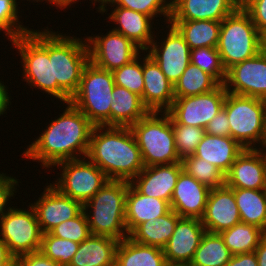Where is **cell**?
I'll return each instance as SVG.
<instances>
[{"label":"cell","instance_id":"4","mask_svg":"<svg viewBox=\"0 0 266 266\" xmlns=\"http://www.w3.org/2000/svg\"><path fill=\"white\" fill-rule=\"evenodd\" d=\"M128 186L127 181L109 180L83 205L91 235L108 236L118 241L128 237L125 224Z\"/></svg>","mask_w":266,"mask_h":266},{"label":"cell","instance_id":"30","mask_svg":"<svg viewBox=\"0 0 266 266\" xmlns=\"http://www.w3.org/2000/svg\"><path fill=\"white\" fill-rule=\"evenodd\" d=\"M115 266H168V264L163 249L143 245L126 237L117 247Z\"/></svg>","mask_w":266,"mask_h":266},{"label":"cell","instance_id":"52","mask_svg":"<svg viewBox=\"0 0 266 266\" xmlns=\"http://www.w3.org/2000/svg\"><path fill=\"white\" fill-rule=\"evenodd\" d=\"M79 0H54V3L61 9V11L66 8L67 10L73 3L75 4Z\"/></svg>","mask_w":266,"mask_h":266},{"label":"cell","instance_id":"38","mask_svg":"<svg viewBox=\"0 0 266 266\" xmlns=\"http://www.w3.org/2000/svg\"><path fill=\"white\" fill-rule=\"evenodd\" d=\"M79 245L80 243L43 233L40 251L61 266H69Z\"/></svg>","mask_w":266,"mask_h":266},{"label":"cell","instance_id":"55","mask_svg":"<svg viewBox=\"0 0 266 266\" xmlns=\"http://www.w3.org/2000/svg\"><path fill=\"white\" fill-rule=\"evenodd\" d=\"M264 48L266 49V37L264 38Z\"/></svg>","mask_w":266,"mask_h":266},{"label":"cell","instance_id":"42","mask_svg":"<svg viewBox=\"0 0 266 266\" xmlns=\"http://www.w3.org/2000/svg\"><path fill=\"white\" fill-rule=\"evenodd\" d=\"M19 3L17 0H0V32L3 31L8 41L32 30L19 21L20 17L22 18L18 14Z\"/></svg>","mask_w":266,"mask_h":266},{"label":"cell","instance_id":"40","mask_svg":"<svg viewBox=\"0 0 266 266\" xmlns=\"http://www.w3.org/2000/svg\"><path fill=\"white\" fill-rule=\"evenodd\" d=\"M143 54L113 71L115 85L128 89L142 97L144 89ZM141 59V60H140Z\"/></svg>","mask_w":266,"mask_h":266},{"label":"cell","instance_id":"50","mask_svg":"<svg viewBox=\"0 0 266 266\" xmlns=\"http://www.w3.org/2000/svg\"><path fill=\"white\" fill-rule=\"evenodd\" d=\"M0 266H15V257L9 251L8 245L0 239Z\"/></svg>","mask_w":266,"mask_h":266},{"label":"cell","instance_id":"8","mask_svg":"<svg viewBox=\"0 0 266 266\" xmlns=\"http://www.w3.org/2000/svg\"><path fill=\"white\" fill-rule=\"evenodd\" d=\"M130 128L141 151L144 167L181 163L175 147L171 116L167 112H149Z\"/></svg>","mask_w":266,"mask_h":266},{"label":"cell","instance_id":"31","mask_svg":"<svg viewBox=\"0 0 266 266\" xmlns=\"http://www.w3.org/2000/svg\"><path fill=\"white\" fill-rule=\"evenodd\" d=\"M183 36L190 49L217 47L221 21L214 20H170Z\"/></svg>","mask_w":266,"mask_h":266},{"label":"cell","instance_id":"34","mask_svg":"<svg viewBox=\"0 0 266 266\" xmlns=\"http://www.w3.org/2000/svg\"><path fill=\"white\" fill-rule=\"evenodd\" d=\"M231 256L220 233L206 231L189 266H225Z\"/></svg>","mask_w":266,"mask_h":266},{"label":"cell","instance_id":"46","mask_svg":"<svg viewBox=\"0 0 266 266\" xmlns=\"http://www.w3.org/2000/svg\"><path fill=\"white\" fill-rule=\"evenodd\" d=\"M205 133L214 136L230 137V125L226 111L222 108L208 123Z\"/></svg>","mask_w":266,"mask_h":266},{"label":"cell","instance_id":"48","mask_svg":"<svg viewBox=\"0 0 266 266\" xmlns=\"http://www.w3.org/2000/svg\"><path fill=\"white\" fill-rule=\"evenodd\" d=\"M225 266H258L255 252L232 255Z\"/></svg>","mask_w":266,"mask_h":266},{"label":"cell","instance_id":"16","mask_svg":"<svg viewBox=\"0 0 266 266\" xmlns=\"http://www.w3.org/2000/svg\"><path fill=\"white\" fill-rule=\"evenodd\" d=\"M34 203L29 202L34 209L42 233H49L60 223L76 217L83 205L62 194L51 183Z\"/></svg>","mask_w":266,"mask_h":266},{"label":"cell","instance_id":"20","mask_svg":"<svg viewBox=\"0 0 266 266\" xmlns=\"http://www.w3.org/2000/svg\"><path fill=\"white\" fill-rule=\"evenodd\" d=\"M182 171V163L144 167L130 181V184L140 194L159 198L170 204L174 188Z\"/></svg>","mask_w":266,"mask_h":266},{"label":"cell","instance_id":"33","mask_svg":"<svg viewBox=\"0 0 266 266\" xmlns=\"http://www.w3.org/2000/svg\"><path fill=\"white\" fill-rule=\"evenodd\" d=\"M232 255L254 252L266 232L252 224L240 222L220 233Z\"/></svg>","mask_w":266,"mask_h":266},{"label":"cell","instance_id":"44","mask_svg":"<svg viewBox=\"0 0 266 266\" xmlns=\"http://www.w3.org/2000/svg\"><path fill=\"white\" fill-rule=\"evenodd\" d=\"M18 180L16 177L0 172V219L11 209L10 198H15V193L18 192L16 190H19L17 186L19 187V183H21Z\"/></svg>","mask_w":266,"mask_h":266},{"label":"cell","instance_id":"7","mask_svg":"<svg viewBox=\"0 0 266 266\" xmlns=\"http://www.w3.org/2000/svg\"><path fill=\"white\" fill-rule=\"evenodd\" d=\"M51 30L49 59H52L53 81H57L58 86L71 98L77 92L83 70L90 61L88 43L85 37Z\"/></svg>","mask_w":266,"mask_h":266},{"label":"cell","instance_id":"51","mask_svg":"<svg viewBox=\"0 0 266 266\" xmlns=\"http://www.w3.org/2000/svg\"><path fill=\"white\" fill-rule=\"evenodd\" d=\"M254 252L257 257L258 266H266V235L260 240Z\"/></svg>","mask_w":266,"mask_h":266},{"label":"cell","instance_id":"21","mask_svg":"<svg viewBox=\"0 0 266 266\" xmlns=\"http://www.w3.org/2000/svg\"><path fill=\"white\" fill-rule=\"evenodd\" d=\"M144 89L141 97L149 112H167L174 102V85L159 65L143 51Z\"/></svg>","mask_w":266,"mask_h":266},{"label":"cell","instance_id":"17","mask_svg":"<svg viewBox=\"0 0 266 266\" xmlns=\"http://www.w3.org/2000/svg\"><path fill=\"white\" fill-rule=\"evenodd\" d=\"M205 232L200 219L181 217L163 248L168 266H189Z\"/></svg>","mask_w":266,"mask_h":266},{"label":"cell","instance_id":"1","mask_svg":"<svg viewBox=\"0 0 266 266\" xmlns=\"http://www.w3.org/2000/svg\"><path fill=\"white\" fill-rule=\"evenodd\" d=\"M64 104L67 106L63 113L49 121L46 129L22 153L45 170L63 161L84 158L89 149L95 125L71 102Z\"/></svg>","mask_w":266,"mask_h":266},{"label":"cell","instance_id":"53","mask_svg":"<svg viewBox=\"0 0 266 266\" xmlns=\"http://www.w3.org/2000/svg\"><path fill=\"white\" fill-rule=\"evenodd\" d=\"M89 1H91L92 2V5H94L93 7H95L97 4L96 3H98L99 5H98V8L96 7V9L98 10V9H100L105 3H107L109 0H89Z\"/></svg>","mask_w":266,"mask_h":266},{"label":"cell","instance_id":"18","mask_svg":"<svg viewBox=\"0 0 266 266\" xmlns=\"http://www.w3.org/2000/svg\"><path fill=\"white\" fill-rule=\"evenodd\" d=\"M225 184L233 189L266 190V150L245 149L225 175Z\"/></svg>","mask_w":266,"mask_h":266},{"label":"cell","instance_id":"41","mask_svg":"<svg viewBox=\"0 0 266 266\" xmlns=\"http://www.w3.org/2000/svg\"><path fill=\"white\" fill-rule=\"evenodd\" d=\"M177 155L182 160L193 155L205 134L204 128L178 124L171 117Z\"/></svg>","mask_w":266,"mask_h":266},{"label":"cell","instance_id":"45","mask_svg":"<svg viewBox=\"0 0 266 266\" xmlns=\"http://www.w3.org/2000/svg\"><path fill=\"white\" fill-rule=\"evenodd\" d=\"M241 6L249 13L257 30L266 37V0H241Z\"/></svg>","mask_w":266,"mask_h":266},{"label":"cell","instance_id":"47","mask_svg":"<svg viewBox=\"0 0 266 266\" xmlns=\"http://www.w3.org/2000/svg\"><path fill=\"white\" fill-rule=\"evenodd\" d=\"M15 266H61L46 257L41 251L32 252L15 258Z\"/></svg>","mask_w":266,"mask_h":266},{"label":"cell","instance_id":"3","mask_svg":"<svg viewBox=\"0 0 266 266\" xmlns=\"http://www.w3.org/2000/svg\"><path fill=\"white\" fill-rule=\"evenodd\" d=\"M32 29L29 33L13 38V47L18 51L23 68L22 77L28 86L37 88L47 96L62 103L71 98L53 81L52 59H49V28Z\"/></svg>","mask_w":266,"mask_h":266},{"label":"cell","instance_id":"43","mask_svg":"<svg viewBox=\"0 0 266 266\" xmlns=\"http://www.w3.org/2000/svg\"><path fill=\"white\" fill-rule=\"evenodd\" d=\"M49 233L76 243H81L91 235L84 210H82L76 217L60 223Z\"/></svg>","mask_w":266,"mask_h":266},{"label":"cell","instance_id":"19","mask_svg":"<svg viewBox=\"0 0 266 266\" xmlns=\"http://www.w3.org/2000/svg\"><path fill=\"white\" fill-rule=\"evenodd\" d=\"M201 222L212 233H221L241 222L233 188L225 184L210 190Z\"/></svg>","mask_w":266,"mask_h":266},{"label":"cell","instance_id":"22","mask_svg":"<svg viewBox=\"0 0 266 266\" xmlns=\"http://www.w3.org/2000/svg\"><path fill=\"white\" fill-rule=\"evenodd\" d=\"M210 188L182 171L174 188L170 207L182 218L202 219Z\"/></svg>","mask_w":266,"mask_h":266},{"label":"cell","instance_id":"14","mask_svg":"<svg viewBox=\"0 0 266 266\" xmlns=\"http://www.w3.org/2000/svg\"><path fill=\"white\" fill-rule=\"evenodd\" d=\"M90 61L97 67L113 72L131 62L143 51L129 38L113 31L86 37Z\"/></svg>","mask_w":266,"mask_h":266},{"label":"cell","instance_id":"32","mask_svg":"<svg viewBox=\"0 0 266 266\" xmlns=\"http://www.w3.org/2000/svg\"><path fill=\"white\" fill-rule=\"evenodd\" d=\"M241 222L266 232V190L233 189Z\"/></svg>","mask_w":266,"mask_h":266},{"label":"cell","instance_id":"10","mask_svg":"<svg viewBox=\"0 0 266 266\" xmlns=\"http://www.w3.org/2000/svg\"><path fill=\"white\" fill-rule=\"evenodd\" d=\"M57 166V167H56ZM61 173L51 184L62 194L84 205L109 181L87 157L60 162L54 166Z\"/></svg>","mask_w":266,"mask_h":266},{"label":"cell","instance_id":"26","mask_svg":"<svg viewBox=\"0 0 266 266\" xmlns=\"http://www.w3.org/2000/svg\"><path fill=\"white\" fill-rule=\"evenodd\" d=\"M171 209L162 199L140 194L129 182L126 194L125 224L128 234L138 225L151 219H157Z\"/></svg>","mask_w":266,"mask_h":266},{"label":"cell","instance_id":"24","mask_svg":"<svg viewBox=\"0 0 266 266\" xmlns=\"http://www.w3.org/2000/svg\"><path fill=\"white\" fill-rule=\"evenodd\" d=\"M241 5V0H171L170 20L222 21Z\"/></svg>","mask_w":266,"mask_h":266},{"label":"cell","instance_id":"28","mask_svg":"<svg viewBox=\"0 0 266 266\" xmlns=\"http://www.w3.org/2000/svg\"><path fill=\"white\" fill-rule=\"evenodd\" d=\"M112 98L110 126L131 127L149 113L141 96L126 88L115 85Z\"/></svg>","mask_w":266,"mask_h":266},{"label":"cell","instance_id":"37","mask_svg":"<svg viewBox=\"0 0 266 266\" xmlns=\"http://www.w3.org/2000/svg\"><path fill=\"white\" fill-rule=\"evenodd\" d=\"M181 163L183 171L210 189L225 185V174L215 165L194 155L184 157Z\"/></svg>","mask_w":266,"mask_h":266},{"label":"cell","instance_id":"2","mask_svg":"<svg viewBox=\"0 0 266 266\" xmlns=\"http://www.w3.org/2000/svg\"><path fill=\"white\" fill-rule=\"evenodd\" d=\"M86 157L109 180L130 182L144 169L141 151L130 127L95 126Z\"/></svg>","mask_w":266,"mask_h":266},{"label":"cell","instance_id":"5","mask_svg":"<svg viewBox=\"0 0 266 266\" xmlns=\"http://www.w3.org/2000/svg\"><path fill=\"white\" fill-rule=\"evenodd\" d=\"M263 49L264 37L241 5L221 21L217 50L226 71Z\"/></svg>","mask_w":266,"mask_h":266},{"label":"cell","instance_id":"23","mask_svg":"<svg viewBox=\"0 0 266 266\" xmlns=\"http://www.w3.org/2000/svg\"><path fill=\"white\" fill-rule=\"evenodd\" d=\"M110 7L113 9L107 14V19L110 20L107 22L115 23L112 30L129 38L142 51L149 48L154 38L161 37L157 32L155 34L154 20L150 16L119 6Z\"/></svg>","mask_w":266,"mask_h":266},{"label":"cell","instance_id":"39","mask_svg":"<svg viewBox=\"0 0 266 266\" xmlns=\"http://www.w3.org/2000/svg\"><path fill=\"white\" fill-rule=\"evenodd\" d=\"M190 63L212 75L220 84H224L227 71L224 68L217 47L191 49Z\"/></svg>","mask_w":266,"mask_h":266},{"label":"cell","instance_id":"36","mask_svg":"<svg viewBox=\"0 0 266 266\" xmlns=\"http://www.w3.org/2000/svg\"><path fill=\"white\" fill-rule=\"evenodd\" d=\"M107 4V5H106ZM119 6L144 13L150 16L153 20L157 17H162L165 22L164 25L170 22L171 18V0H109L105 3L98 13L107 14L109 7L107 6Z\"/></svg>","mask_w":266,"mask_h":266},{"label":"cell","instance_id":"9","mask_svg":"<svg viewBox=\"0 0 266 266\" xmlns=\"http://www.w3.org/2000/svg\"><path fill=\"white\" fill-rule=\"evenodd\" d=\"M115 82L113 72L88 62L77 92L70 102L95 126H110V107Z\"/></svg>","mask_w":266,"mask_h":266},{"label":"cell","instance_id":"12","mask_svg":"<svg viewBox=\"0 0 266 266\" xmlns=\"http://www.w3.org/2000/svg\"><path fill=\"white\" fill-rule=\"evenodd\" d=\"M165 28H169L164 31L166 35L162 32L163 29L159 30L162 39L154 38L145 52H148L147 54L159 65L165 77L174 85L190 64L191 49L170 22Z\"/></svg>","mask_w":266,"mask_h":266},{"label":"cell","instance_id":"6","mask_svg":"<svg viewBox=\"0 0 266 266\" xmlns=\"http://www.w3.org/2000/svg\"><path fill=\"white\" fill-rule=\"evenodd\" d=\"M223 109L231 138L244 149L266 147V100L227 92Z\"/></svg>","mask_w":266,"mask_h":266},{"label":"cell","instance_id":"27","mask_svg":"<svg viewBox=\"0 0 266 266\" xmlns=\"http://www.w3.org/2000/svg\"><path fill=\"white\" fill-rule=\"evenodd\" d=\"M117 239L90 235L82 241L69 266H115Z\"/></svg>","mask_w":266,"mask_h":266},{"label":"cell","instance_id":"35","mask_svg":"<svg viewBox=\"0 0 266 266\" xmlns=\"http://www.w3.org/2000/svg\"><path fill=\"white\" fill-rule=\"evenodd\" d=\"M219 85L220 83L212 75L190 63L174 84V97L182 98L208 93Z\"/></svg>","mask_w":266,"mask_h":266},{"label":"cell","instance_id":"29","mask_svg":"<svg viewBox=\"0 0 266 266\" xmlns=\"http://www.w3.org/2000/svg\"><path fill=\"white\" fill-rule=\"evenodd\" d=\"M181 217L172 209L157 219L136 226L128 235L134 242L163 249Z\"/></svg>","mask_w":266,"mask_h":266},{"label":"cell","instance_id":"25","mask_svg":"<svg viewBox=\"0 0 266 266\" xmlns=\"http://www.w3.org/2000/svg\"><path fill=\"white\" fill-rule=\"evenodd\" d=\"M245 149L231 137L204 134L194 156L215 165L225 175L230 171L236 158Z\"/></svg>","mask_w":266,"mask_h":266},{"label":"cell","instance_id":"15","mask_svg":"<svg viewBox=\"0 0 266 266\" xmlns=\"http://www.w3.org/2000/svg\"><path fill=\"white\" fill-rule=\"evenodd\" d=\"M224 85L229 93L266 100V49L229 68Z\"/></svg>","mask_w":266,"mask_h":266},{"label":"cell","instance_id":"49","mask_svg":"<svg viewBox=\"0 0 266 266\" xmlns=\"http://www.w3.org/2000/svg\"><path fill=\"white\" fill-rule=\"evenodd\" d=\"M6 83H4L3 81H1L0 79V116L7 114L6 110H10L9 106L11 105V96L8 93V87L7 85H4Z\"/></svg>","mask_w":266,"mask_h":266},{"label":"cell","instance_id":"11","mask_svg":"<svg viewBox=\"0 0 266 266\" xmlns=\"http://www.w3.org/2000/svg\"><path fill=\"white\" fill-rule=\"evenodd\" d=\"M11 209L0 219V239L16 258L21 255L40 251L42 232L31 205Z\"/></svg>","mask_w":266,"mask_h":266},{"label":"cell","instance_id":"54","mask_svg":"<svg viewBox=\"0 0 266 266\" xmlns=\"http://www.w3.org/2000/svg\"><path fill=\"white\" fill-rule=\"evenodd\" d=\"M22 1H23V0H22ZM27 1L32 2V3L35 2V1H36L37 3H38V2L41 3V2H43V1H45V2L48 3V4L50 3V6H51V5H52V6L54 5V6H56V9H58L57 5L54 3V0H27ZM47 1H48V2H47Z\"/></svg>","mask_w":266,"mask_h":266},{"label":"cell","instance_id":"13","mask_svg":"<svg viewBox=\"0 0 266 266\" xmlns=\"http://www.w3.org/2000/svg\"><path fill=\"white\" fill-rule=\"evenodd\" d=\"M226 94L225 85L220 84L208 93L175 98L167 113L178 124L205 129L223 108Z\"/></svg>","mask_w":266,"mask_h":266}]
</instances>
